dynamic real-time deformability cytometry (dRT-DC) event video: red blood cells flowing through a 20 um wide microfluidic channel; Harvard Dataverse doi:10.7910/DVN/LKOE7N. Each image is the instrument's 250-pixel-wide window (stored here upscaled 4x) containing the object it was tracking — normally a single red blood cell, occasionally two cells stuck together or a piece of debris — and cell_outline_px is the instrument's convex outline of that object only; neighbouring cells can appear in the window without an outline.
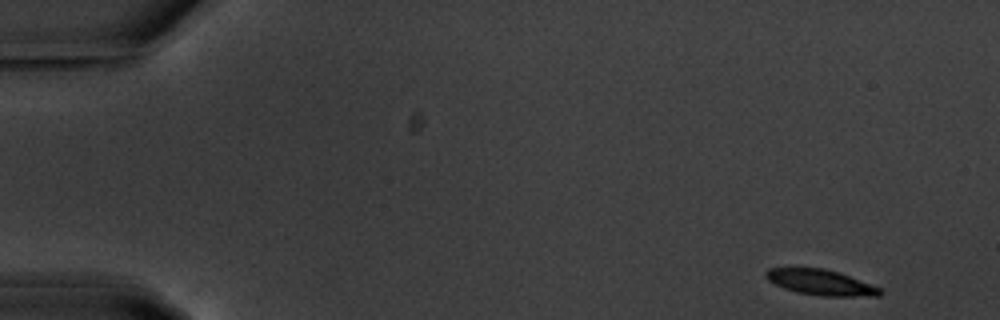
{"species": "common noctule bat (a hibernating species)", "species_latin": "Nyctalus noctula", "temperature_condition": "warm", "stored_images_in_passage": 53, "camera_frame_rate_fps": 3000, "um_per_image_px": 0.085, "animal": {"sex": "male", "body_mass_g": 20.1, "forearm_length_mm": 53.5}, "frame": {"image": 1, "passage_image": 1, "time_ms": 0.0, "image_size_px": [1000, 320], "cell_outline_px": [[884, 292], [880, 296], [820, 296], [796, 292], [784, 288], [768, 280], [764, 276], [764, 272], [768, 268], [824, 268], [840, 272], [880, 288]], "centroid_in_image_um": [69.76, 24.0], "position_along_channel_um": 15.2, "area_um2": 17.05}}
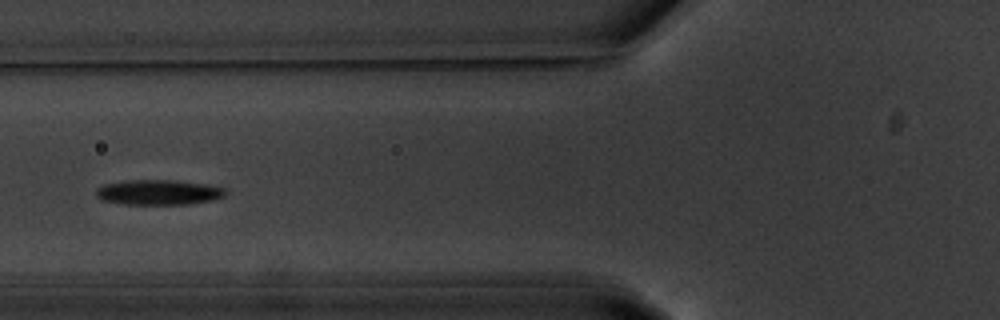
{"frame": {"image": 2, "passage_image": 19, "time_ms": 6.0, "image_size_px": [1000, 320], "cell_outline_px": [[228, 192], [224, 196], [212, 200], [188, 204], [124, 204], [100, 200], [96, 196], [96, 188], [104, 184], [124, 180], [176, 180], [204, 184], [224, 188]], "centroid_in_image_um": [13.44, 16.34], "position_along_channel_um": 112.4, "area_um2": 19.02}}
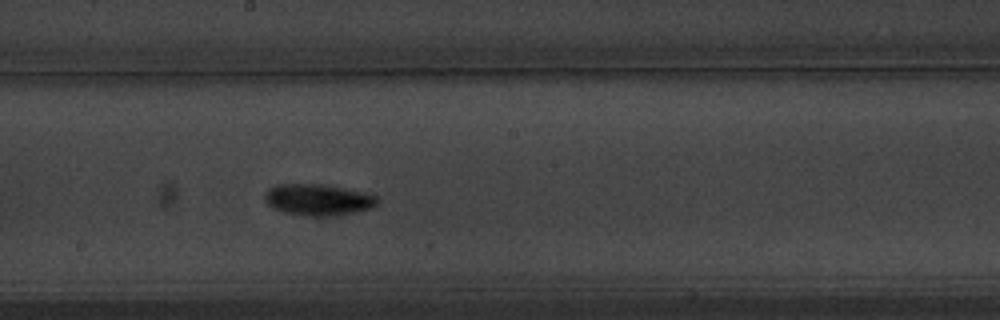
{"frame": {"image": 3, "passage_image": 28, "time_ms": 9.0, "image_size_px": [1000, 320], "cell_outline_px": [[380, 204], [372, 208], [356, 212], [332, 216], [308, 216], [284, 212], [272, 208], [264, 200], [264, 192], [268, 188], [276, 184], [324, 184], [364, 192], [380, 196]], "centroid_in_image_um": [27.07, 16.97], "position_along_channel_um": 221.1, "area_um2": 21.04}, "authors_computed_cell_mechanics": {"area_um2": 18.4382, "velocity_mm_per_s": 3.618, "shape_relaxation_time_tau1_ms": 3.438, "shape_relaxation_time_tau2_ms": null, "deformation_change_tau1": 0.1466, "deformation_change_tau2": null}}